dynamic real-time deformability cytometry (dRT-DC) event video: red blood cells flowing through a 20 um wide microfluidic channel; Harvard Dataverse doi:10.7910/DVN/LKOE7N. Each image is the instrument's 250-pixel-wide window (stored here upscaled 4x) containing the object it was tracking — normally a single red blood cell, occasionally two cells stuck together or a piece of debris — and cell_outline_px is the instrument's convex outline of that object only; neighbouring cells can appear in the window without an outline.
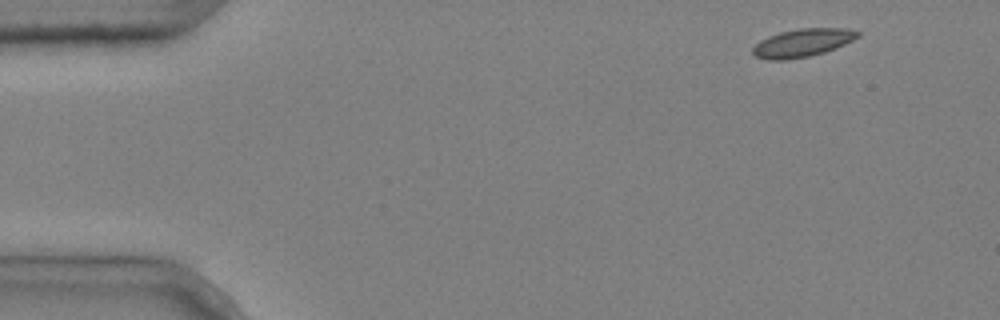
{"species": "common noctule bat (a hibernating species)", "species_latin": "Nyctalus noctula", "temperature_condition": "cold", "stored_images_in_passage": 4, "camera_frame_rate_fps": 3000, "um_per_image_px": 0.085, "animal": {"sex": "male", "body_mass_g": 20.4}, "frame": {"image": 1, "passage_image": 1, "time_ms": 0.0, "image_size_px": [1000, 320], "cell_outline_px": [[860, 36], [836, 48], [824, 52], [808, 56], [784, 60], [768, 60], [756, 56], [752, 52], [752, 48], [760, 40], [768, 36], [780, 32], [800, 28], [844, 28], [860, 32]], "centroid_in_image_um": [68.2, 3.63], "position_along_channel_um": 16.8, "area_um2": 17.05}}
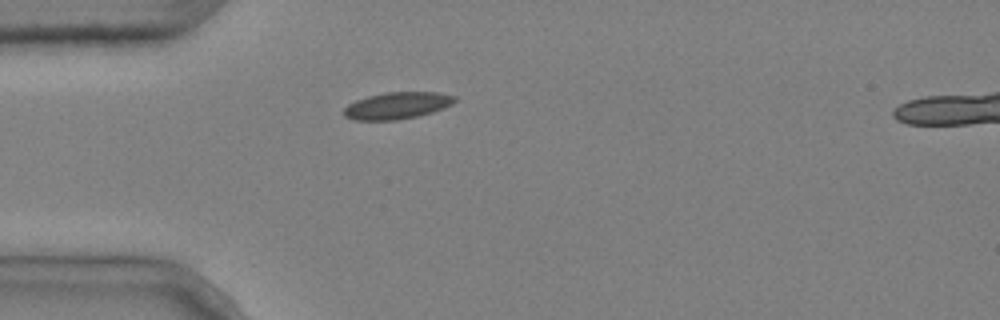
{"frame": {"image": 2, "passage_image": 4, "time_ms": 1.0, "image_size_px": [1000, 320], "cell_outline_px": [[456, 100], [452, 104], [444, 108], [420, 116], [396, 120], [352, 120], [344, 116], [340, 112], [348, 104], [356, 100], [368, 96], [384, 92], [440, 92], [456, 96]], "centroid_in_image_um": [33.74, 8.97], "position_along_channel_um": 51.3, "area_um2": 17.63}}